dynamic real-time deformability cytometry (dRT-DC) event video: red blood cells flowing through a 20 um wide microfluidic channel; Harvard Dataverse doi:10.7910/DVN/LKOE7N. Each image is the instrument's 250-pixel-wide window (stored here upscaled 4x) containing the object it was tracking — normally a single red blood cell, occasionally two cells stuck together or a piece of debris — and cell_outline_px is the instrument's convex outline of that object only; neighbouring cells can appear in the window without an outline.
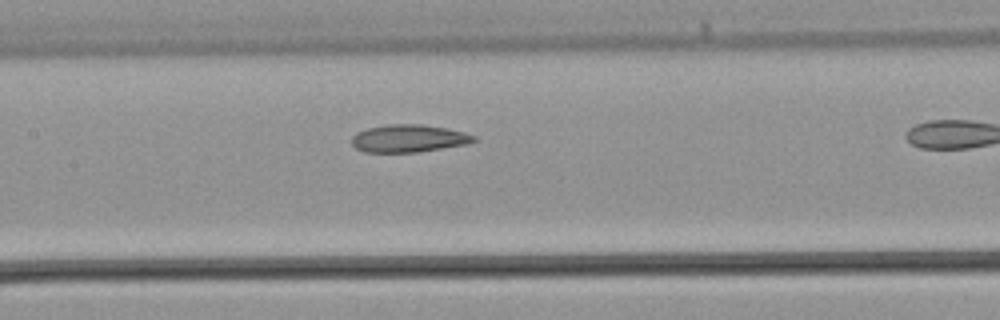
{"species": "common noctule bat (a hibernating species)", "species_latin": "Nyctalus noctula", "temperature_condition": "warm", "stored_images_in_passage": 19, "camera_frame_rate_fps": 3000, "um_per_image_px": 0.085, "animal": {"sex": "male", "body_mass_g": 21.5, "forearm_length_mm": 52.0}, "frame": {"image": 1, "passage_image": 11, "time_ms": 3.333, "image_size_px": [1000, 320], "cell_outline_px": [[476, 140], [468, 144], [416, 152], [364, 152], [356, 148], [352, 144], [352, 136], [356, 132], [368, 128], [388, 124], [420, 124], [448, 128], [464, 132], [476, 136]], "centroid_in_image_um": [34.74, 11.76], "position_along_channel_um": 172.7, "area_um2": 19.65}}
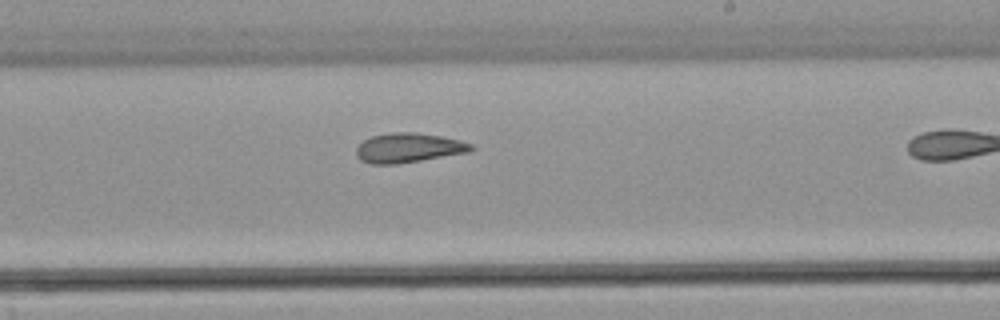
{"frame": {"image": 2, "passage_image": 16, "time_ms": 5.0, "image_size_px": [1000, 320], "cell_outline_px": [[476, 148], [468, 152], [396, 164], [368, 164], [360, 160], [356, 156], [356, 148], [364, 140], [372, 136], [396, 132], [416, 132], [440, 136], [460, 140], [472, 144]], "centroid_in_image_um": [34.71, 12.57], "position_along_channel_um": 254.3, "area_um2": 19.65}}